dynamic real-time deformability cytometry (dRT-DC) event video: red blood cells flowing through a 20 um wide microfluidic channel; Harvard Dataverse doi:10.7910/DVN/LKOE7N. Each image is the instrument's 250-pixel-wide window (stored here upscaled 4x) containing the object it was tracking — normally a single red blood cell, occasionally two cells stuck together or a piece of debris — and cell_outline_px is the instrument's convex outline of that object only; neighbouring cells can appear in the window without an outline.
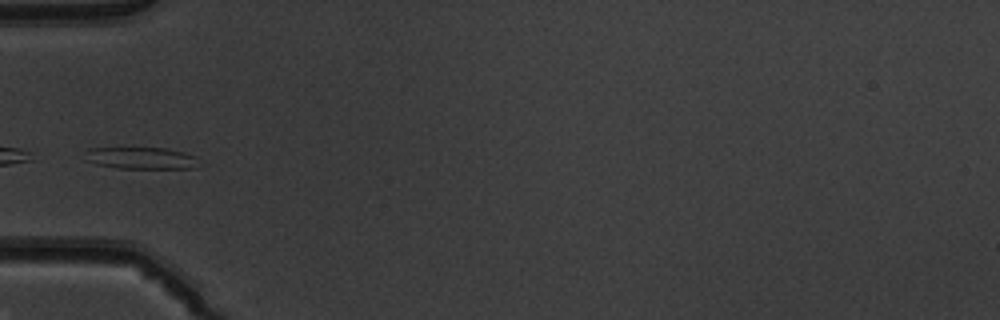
{"species": "common noctule bat (a hibernating species)", "species_latin": "Nyctalus noctula", "temperature_condition": "warm", "stored_images_in_passage": 33, "camera_frame_rate_fps": 3000, "um_per_image_px": 0.085, "animal": {"sex": "male", "body_mass_g": 19.5, "forearm_length_mm": 54.6}, "frame": {"image": 1, "passage_image": 1, "time_ms": 0.0, "image_size_px": [1000, 320], "cell_outline_px": [[196, 168], [116, 168], [96, 164], [84, 160], [84, 152], [88, 148], [164, 148], [184, 152], [196, 156]], "centroid_in_image_um": [11.92, 13.43], "position_along_channel_um": 73.1, "area_um2": 14.51}}
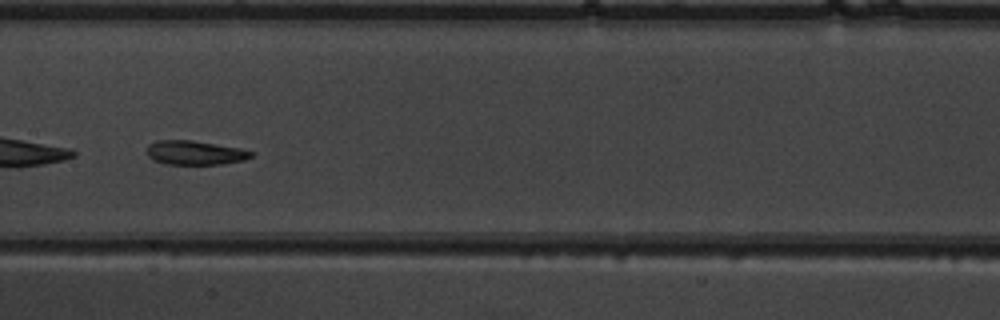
{"frame": {"image": 2, "passage_image": 10, "time_ms": 3.0, "image_size_px": [1000, 320], "cell_outline_px": [[256, 152], [252, 156], [244, 160], [224, 164], [164, 164], [152, 160], [148, 156], [148, 144], [156, 140], [192, 140], [240, 148]], "centroid_in_image_um": [16.58, 12.98], "position_along_channel_um": 190.8, "area_um2": 14.8}, "authors_computed_cell_mechanics": {"area_um2": 14.6812, "velocity_mm_per_s": 3.9332, "shape_relaxation_time_tau1_ms": 5.1251, "shape_relaxation_time_tau2_ms": 1.7509, "deformation_change_tau1": 0.1604, "deformation_change_tau2": 0.0631}}